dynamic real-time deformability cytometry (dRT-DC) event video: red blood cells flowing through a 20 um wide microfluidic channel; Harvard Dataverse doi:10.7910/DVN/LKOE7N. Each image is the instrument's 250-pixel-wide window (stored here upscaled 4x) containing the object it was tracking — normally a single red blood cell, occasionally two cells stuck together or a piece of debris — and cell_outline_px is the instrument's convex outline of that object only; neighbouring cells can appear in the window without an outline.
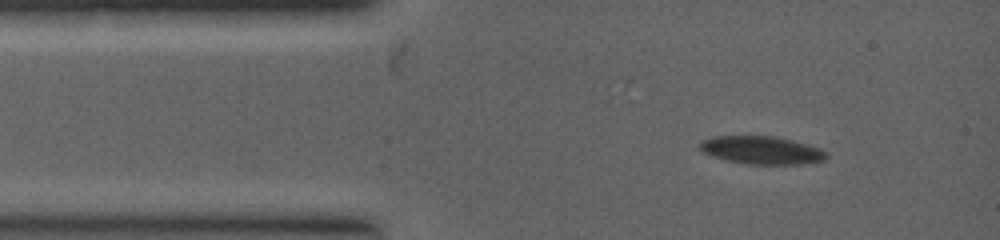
{"species": "common noctule bat (a hibernating species)", "species_latin": "Nyctalus noctula", "temperature_condition": "warm", "stored_images_in_passage": 2, "camera_frame_rate_fps": 5000, "um_per_image_px": 0.085, "animal": {"sex": "female", "body_mass_g": 19.0, "forearm_length_mm": 53.3}, "frame": {"image": 1, "passage_image": 2, "time_ms": 0.6, "image_size_px": [1000, 240], "cell_outline_px": [[828, 156], [824, 160], [804, 164], [748, 164], [724, 160], [712, 156], [704, 152], [700, 148], [700, 140], [712, 136], [772, 136], [792, 140], [820, 148]], "centroid_in_image_um": [64.71, 12.76], "position_along_channel_um": 20.3, "area_um2": 20.58}}